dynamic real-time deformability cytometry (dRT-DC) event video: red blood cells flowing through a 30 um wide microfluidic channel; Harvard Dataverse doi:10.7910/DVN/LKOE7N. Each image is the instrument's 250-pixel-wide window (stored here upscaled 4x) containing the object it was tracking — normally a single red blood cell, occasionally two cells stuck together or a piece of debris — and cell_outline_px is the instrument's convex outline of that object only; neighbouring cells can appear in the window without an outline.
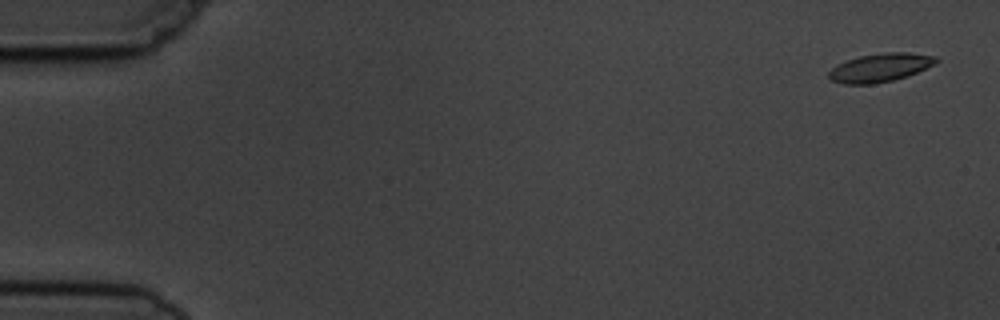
{"species": "common noctule bat (a hibernating species)", "species_latin": "Nyctalus noctula", "temperature_condition": "cold", "stored_images_in_passage": 5, "camera_frame_rate_fps": 3000, "um_per_image_px": 0.085, "animal": {"sex": "male", "body_mass_g": 19.5, "forearm_length_mm": 54.6}, "frame": {"image": 1, "passage_image": 1, "time_ms": 0.0, "image_size_px": [1000, 320], "cell_outline_px": [[940, 60], [936, 64], [916, 72], [892, 80], [872, 84], [844, 84], [832, 80], [828, 76], [828, 72], [832, 68], [848, 60], [860, 56], [884, 52], [908, 52], [936, 56]], "centroid_in_image_um": [74.84, 5.73], "position_along_channel_um": 10.2, "area_um2": 17.57}}
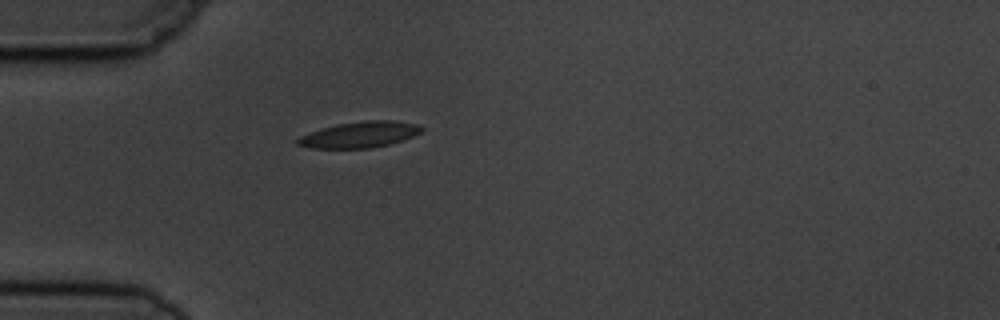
{"frame": {"image": 2, "passage_image": 5, "time_ms": 4.667, "image_size_px": [1000, 320], "cell_outline_px": [[424, 128], [420, 132], [412, 136], [388, 144], [372, 148], [312, 148], [296, 144], [296, 140], [300, 136], [320, 128], [336, 124], [364, 120], [392, 120], [420, 124]], "centroid_in_image_um": [30.56, 11.43], "position_along_channel_um": 54.4, "area_um2": 18.79}}